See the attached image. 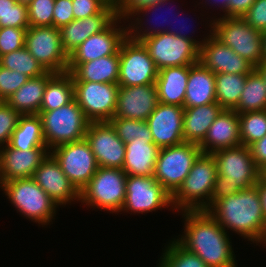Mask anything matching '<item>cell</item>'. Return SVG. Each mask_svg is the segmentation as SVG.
Masks as SVG:
<instances>
[{
  "label": "cell",
  "instance_id": "obj_51",
  "mask_svg": "<svg viewBox=\"0 0 266 267\" xmlns=\"http://www.w3.org/2000/svg\"><path fill=\"white\" fill-rule=\"evenodd\" d=\"M249 148L258 169L263 172L266 169V135L251 144Z\"/></svg>",
  "mask_w": 266,
  "mask_h": 267
},
{
  "label": "cell",
  "instance_id": "obj_48",
  "mask_svg": "<svg viewBox=\"0 0 266 267\" xmlns=\"http://www.w3.org/2000/svg\"><path fill=\"white\" fill-rule=\"evenodd\" d=\"M73 20L72 0H55L53 8V26L60 29Z\"/></svg>",
  "mask_w": 266,
  "mask_h": 267
},
{
  "label": "cell",
  "instance_id": "obj_53",
  "mask_svg": "<svg viewBox=\"0 0 266 267\" xmlns=\"http://www.w3.org/2000/svg\"><path fill=\"white\" fill-rule=\"evenodd\" d=\"M256 186L258 187L263 214L266 218V177L263 174L260 176L259 181L256 184Z\"/></svg>",
  "mask_w": 266,
  "mask_h": 267
},
{
  "label": "cell",
  "instance_id": "obj_31",
  "mask_svg": "<svg viewBox=\"0 0 266 267\" xmlns=\"http://www.w3.org/2000/svg\"><path fill=\"white\" fill-rule=\"evenodd\" d=\"M188 4L189 3H187V8L184 6L183 7L184 10L181 9L180 11L176 12L174 35L189 39V40L193 41L200 48L201 45L204 43V41L212 35L213 20L206 14V12L204 10H202L195 3L193 4V6L190 4L189 7H191V8L188 7ZM192 7H195V8L192 9ZM197 7H198V9H197ZM189 11H190V13H189ZM191 13L193 16H195V18L192 15H190ZM187 14L189 15L188 18H187V16H188ZM197 18H198V20H197ZM189 20H191V21H189ZM188 22H189V24H188ZM191 22H193V23H191ZM202 27L204 28V31L201 30V29H203ZM198 32H199V35H198ZM198 37H200V38H198Z\"/></svg>",
  "mask_w": 266,
  "mask_h": 267
},
{
  "label": "cell",
  "instance_id": "obj_43",
  "mask_svg": "<svg viewBox=\"0 0 266 267\" xmlns=\"http://www.w3.org/2000/svg\"><path fill=\"white\" fill-rule=\"evenodd\" d=\"M30 77L0 65V101H7Z\"/></svg>",
  "mask_w": 266,
  "mask_h": 267
},
{
  "label": "cell",
  "instance_id": "obj_46",
  "mask_svg": "<svg viewBox=\"0 0 266 267\" xmlns=\"http://www.w3.org/2000/svg\"><path fill=\"white\" fill-rule=\"evenodd\" d=\"M242 18L255 30L266 31V0H256Z\"/></svg>",
  "mask_w": 266,
  "mask_h": 267
},
{
  "label": "cell",
  "instance_id": "obj_57",
  "mask_svg": "<svg viewBox=\"0 0 266 267\" xmlns=\"http://www.w3.org/2000/svg\"><path fill=\"white\" fill-rule=\"evenodd\" d=\"M260 246H261V247H260ZM258 247H260V248L262 249V251H264V249H266V230H265V232H264V237H263V239H262V241L260 242V244H259Z\"/></svg>",
  "mask_w": 266,
  "mask_h": 267
},
{
  "label": "cell",
  "instance_id": "obj_9",
  "mask_svg": "<svg viewBox=\"0 0 266 267\" xmlns=\"http://www.w3.org/2000/svg\"><path fill=\"white\" fill-rule=\"evenodd\" d=\"M212 34L255 68L264 60L261 32L242 17L214 19Z\"/></svg>",
  "mask_w": 266,
  "mask_h": 267
},
{
  "label": "cell",
  "instance_id": "obj_6",
  "mask_svg": "<svg viewBox=\"0 0 266 267\" xmlns=\"http://www.w3.org/2000/svg\"><path fill=\"white\" fill-rule=\"evenodd\" d=\"M218 171L211 153H201L179 189L172 195L175 212L210 208Z\"/></svg>",
  "mask_w": 266,
  "mask_h": 267
},
{
  "label": "cell",
  "instance_id": "obj_36",
  "mask_svg": "<svg viewBox=\"0 0 266 267\" xmlns=\"http://www.w3.org/2000/svg\"><path fill=\"white\" fill-rule=\"evenodd\" d=\"M247 75L215 73L217 103L226 110H234L245 88Z\"/></svg>",
  "mask_w": 266,
  "mask_h": 267
},
{
  "label": "cell",
  "instance_id": "obj_34",
  "mask_svg": "<svg viewBox=\"0 0 266 267\" xmlns=\"http://www.w3.org/2000/svg\"><path fill=\"white\" fill-rule=\"evenodd\" d=\"M74 99V84L70 72L55 73L46 83L40 111L58 109Z\"/></svg>",
  "mask_w": 266,
  "mask_h": 267
},
{
  "label": "cell",
  "instance_id": "obj_16",
  "mask_svg": "<svg viewBox=\"0 0 266 267\" xmlns=\"http://www.w3.org/2000/svg\"><path fill=\"white\" fill-rule=\"evenodd\" d=\"M74 99L90 122H109L115 113L119 85L73 82Z\"/></svg>",
  "mask_w": 266,
  "mask_h": 267
},
{
  "label": "cell",
  "instance_id": "obj_22",
  "mask_svg": "<svg viewBox=\"0 0 266 267\" xmlns=\"http://www.w3.org/2000/svg\"><path fill=\"white\" fill-rule=\"evenodd\" d=\"M158 103L156 84L119 87L113 118L146 121Z\"/></svg>",
  "mask_w": 266,
  "mask_h": 267
},
{
  "label": "cell",
  "instance_id": "obj_10",
  "mask_svg": "<svg viewBox=\"0 0 266 267\" xmlns=\"http://www.w3.org/2000/svg\"><path fill=\"white\" fill-rule=\"evenodd\" d=\"M201 153L199 144L192 142L160 148L154 178L173 195L182 185Z\"/></svg>",
  "mask_w": 266,
  "mask_h": 267
},
{
  "label": "cell",
  "instance_id": "obj_35",
  "mask_svg": "<svg viewBox=\"0 0 266 267\" xmlns=\"http://www.w3.org/2000/svg\"><path fill=\"white\" fill-rule=\"evenodd\" d=\"M261 110H266V83L254 69L247 75L245 88L234 111L243 114Z\"/></svg>",
  "mask_w": 266,
  "mask_h": 267
},
{
  "label": "cell",
  "instance_id": "obj_7",
  "mask_svg": "<svg viewBox=\"0 0 266 267\" xmlns=\"http://www.w3.org/2000/svg\"><path fill=\"white\" fill-rule=\"evenodd\" d=\"M44 141L48 150L85 139L90 124L76 100L52 110L40 111Z\"/></svg>",
  "mask_w": 266,
  "mask_h": 267
},
{
  "label": "cell",
  "instance_id": "obj_5",
  "mask_svg": "<svg viewBox=\"0 0 266 267\" xmlns=\"http://www.w3.org/2000/svg\"><path fill=\"white\" fill-rule=\"evenodd\" d=\"M126 178L122 169L99 167L89 183L80 190L79 206L119 215L126 197Z\"/></svg>",
  "mask_w": 266,
  "mask_h": 267
},
{
  "label": "cell",
  "instance_id": "obj_28",
  "mask_svg": "<svg viewBox=\"0 0 266 267\" xmlns=\"http://www.w3.org/2000/svg\"><path fill=\"white\" fill-rule=\"evenodd\" d=\"M125 149L122 170L126 175L154 176L160 148L153 141L135 139L125 143Z\"/></svg>",
  "mask_w": 266,
  "mask_h": 267
},
{
  "label": "cell",
  "instance_id": "obj_33",
  "mask_svg": "<svg viewBox=\"0 0 266 267\" xmlns=\"http://www.w3.org/2000/svg\"><path fill=\"white\" fill-rule=\"evenodd\" d=\"M8 145L18 150L47 148L40 116L21 115Z\"/></svg>",
  "mask_w": 266,
  "mask_h": 267
},
{
  "label": "cell",
  "instance_id": "obj_29",
  "mask_svg": "<svg viewBox=\"0 0 266 267\" xmlns=\"http://www.w3.org/2000/svg\"><path fill=\"white\" fill-rule=\"evenodd\" d=\"M189 66L166 67L158 71L156 88L158 102L184 107Z\"/></svg>",
  "mask_w": 266,
  "mask_h": 267
},
{
  "label": "cell",
  "instance_id": "obj_32",
  "mask_svg": "<svg viewBox=\"0 0 266 267\" xmlns=\"http://www.w3.org/2000/svg\"><path fill=\"white\" fill-rule=\"evenodd\" d=\"M55 73L47 71L45 74L30 78L7 101L20 115H37L45 92L47 81Z\"/></svg>",
  "mask_w": 266,
  "mask_h": 267
},
{
  "label": "cell",
  "instance_id": "obj_8",
  "mask_svg": "<svg viewBox=\"0 0 266 267\" xmlns=\"http://www.w3.org/2000/svg\"><path fill=\"white\" fill-rule=\"evenodd\" d=\"M126 197L120 214L146 216L148 213H158L168 210L177 214L173 209L172 195L154 178V176H133L126 178Z\"/></svg>",
  "mask_w": 266,
  "mask_h": 267
},
{
  "label": "cell",
  "instance_id": "obj_55",
  "mask_svg": "<svg viewBox=\"0 0 266 267\" xmlns=\"http://www.w3.org/2000/svg\"><path fill=\"white\" fill-rule=\"evenodd\" d=\"M262 47H263V57L266 60V31L261 32Z\"/></svg>",
  "mask_w": 266,
  "mask_h": 267
},
{
  "label": "cell",
  "instance_id": "obj_14",
  "mask_svg": "<svg viewBox=\"0 0 266 267\" xmlns=\"http://www.w3.org/2000/svg\"><path fill=\"white\" fill-rule=\"evenodd\" d=\"M119 61L120 87L155 84L158 70L142 42L127 36L119 50Z\"/></svg>",
  "mask_w": 266,
  "mask_h": 267
},
{
  "label": "cell",
  "instance_id": "obj_1",
  "mask_svg": "<svg viewBox=\"0 0 266 267\" xmlns=\"http://www.w3.org/2000/svg\"><path fill=\"white\" fill-rule=\"evenodd\" d=\"M176 213L181 216L183 228L181 233L172 237L186 250L196 254L208 267L242 265H238L239 253L235 254L238 252L233 243L235 239L207 211L184 210Z\"/></svg>",
  "mask_w": 266,
  "mask_h": 267
},
{
  "label": "cell",
  "instance_id": "obj_59",
  "mask_svg": "<svg viewBox=\"0 0 266 267\" xmlns=\"http://www.w3.org/2000/svg\"><path fill=\"white\" fill-rule=\"evenodd\" d=\"M262 174L266 177V169L262 172Z\"/></svg>",
  "mask_w": 266,
  "mask_h": 267
},
{
  "label": "cell",
  "instance_id": "obj_41",
  "mask_svg": "<svg viewBox=\"0 0 266 267\" xmlns=\"http://www.w3.org/2000/svg\"><path fill=\"white\" fill-rule=\"evenodd\" d=\"M28 28V7L16 0H0V28Z\"/></svg>",
  "mask_w": 266,
  "mask_h": 267
},
{
  "label": "cell",
  "instance_id": "obj_13",
  "mask_svg": "<svg viewBox=\"0 0 266 267\" xmlns=\"http://www.w3.org/2000/svg\"><path fill=\"white\" fill-rule=\"evenodd\" d=\"M50 154L79 192L89 183L99 168L86 139L59 145L50 150Z\"/></svg>",
  "mask_w": 266,
  "mask_h": 267
},
{
  "label": "cell",
  "instance_id": "obj_25",
  "mask_svg": "<svg viewBox=\"0 0 266 267\" xmlns=\"http://www.w3.org/2000/svg\"><path fill=\"white\" fill-rule=\"evenodd\" d=\"M239 145H241L239 114L234 110L223 109L209 127L199 147L202 153H213Z\"/></svg>",
  "mask_w": 266,
  "mask_h": 267
},
{
  "label": "cell",
  "instance_id": "obj_58",
  "mask_svg": "<svg viewBox=\"0 0 266 267\" xmlns=\"http://www.w3.org/2000/svg\"><path fill=\"white\" fill-rule=\"evenodd\" d=\"M17 3H20V4H24L26 6H28L32 0H16Z\"/></svg>",
  "mask_w": 266,
  "mask_h": 267
},
{
  "label": "cell",
  "instance_id": "obj_39",
  "mask_svg": "<svg viewBox=\"0 0 266 267\" xmlns=\"http://www.w3.org/2000/svg\"><path fill=\"white\" fill-rule=\"evenodd\" d=\"M241 145L249 147L266 135V110L239 114Z\"/></svg>",
  "mask_w": 266,
  "mask_h": 267
},
{
  "label": "cell",
  "instance_id": "obj_56",
  "mask_svg": "<svg viewBox=\"0 0 266 267\" xmlns=\"http://www.w3.org/2000/svg\"><path fill=\"white\" fill-rule=\"evenodd\" d=\"M106 7L117 6V0H100Z\"/></svg>",
  "mask_w": 266,
  "mask_h": 267
},
{
  "label": "cell",
  "instance_id": "obj_17",
  "mask_svg": "<svg viewBox=\"0 0 266 267\" xmlns=\"http://www.w3.org/2000/svg\"><path fill=\"white\" fill-rule=\"evenodd\" d=\"M127 23L117 17L105 30L91 35L69 56L68 63H85L119 52L127 38Z\"/></svg>",
  "mask_w": 266,
  "mask_h": 267
},
{
  "label": "cell",
  "instance_id": "obj_54",
  "mask_svg": "<svg viewBox=\"0 0 266 267\" xmlns=\"http://www.w3.org/2000/svg\"><path fill=\"white\" fill-rule=\"evenodd\" d=\"M266 83V60H263L256 68Z\"/></svg>",
  "mask_w": 266,
  "mask_h": 267
},
{
  "label": "cell",
  "instance_id": "obj_19",
  "mask_svg": "<svg viewBox=\"0 0 266 267\" xmlns=\"http://www.w3.org/2000/svg\"><path fill=\"white\" fill-rule=\"evenodd\" d=\"M85 139L99 167L122 169L125 143L117 136L109 122H90Z\"/></svg>",
  "mask_w": 266,
  "mask_h": 267
},
{
  "label": "cell",
  "instance_id": "obj_30",
  "mask_svg": "<svg viewBox=\"0 0 266 267\" xmlns=\"http://www.w3.org/2000/svg\"><path fill=\"white\" fill-rule=\"evenodd\" d=\"M222 110L223 108L217 102L192 108H184V141L200 144L206 137L209 127Z\"/></svg>",
  "mask_w": 266,
  "mask_h": 267
},
{
  "label": "cell",
  "instance_id": "obj_12",
  "mask_svg": "<svg viewBox=\"0 0 266 267\" xmlns=\"http://www.w3.org/2000/svg\"><path fill=\"white\" fill-rule=\"evenodd\" d=\"M157 70L174 66H191L199 62L200 48L191 40L164 32L141 41Z\"/></svg>",
  "mask_w": 266,
  "mask_h": 267
},
{
  "label": "cell",
  "instance_id": "obj_26",
  "mask_svg": "<svg viewBox=\"0 0 266 267\" xmlns=\"http://www.w3.org/2000/svg\"><path fill=\"white\" fill-rule=\"evenodd\" d=\"M120 70L119 52L85 63H68L67 72L73 82H98L118 84Z\"/></svg>",
  "mask_w": 266,
  "mask_h": 267
},
{
  "label": "cell",
  "instance_id": "obj_50",
  "mask_svg": "<svg viewBox=\"0 0 266 267\" xmlns=\"http://www.w3.org/2000/svg\"><path fill=\"white\" fill-rule=\"evenodd\" d=\"M230 0H193V2L199 6L206 14L212 19L219 17H226V10ZM215 11V12H214ZM214 12V13H213Z\"/></svg>",
  "mask_w": 266,
  "mask_h": 267
},
{
  "label": "cell",
  "instance_id": "obj_45",
  "mask_svg": "<svg viewBox=\"0 0 266 267\" xmlns=\"http://www.w3.org/2000/svg\"><path fill=\"white\" fill-rule=\"evenodd\" d=\"M28 28H0V57L25 47V35Z\"/></svg>",
  "mask_w": 266,
  "mask_h": 267
},
{
  "label": "cell",
  "instance_id": "obj_15",
  "mask_svg": "<svg viewBox=\"0 0 266 267\" xmlns=\"http://www.w3.org/2000/svg\"><path fill=\"white\" fill-rule=\"evenodd\" d=\"M25 47L46 71L67 72L68 55L62 48L60 30L56 27H28Z\"/></svg>",
  "mask_w": 266,
  "mask_h": 267
},
{
  "label": "cell",
  "instance_id": "obj_52",
  "mask_svg": "<svg viewBox=\"0 0 266 267\" xmlns=\"http://www.w3.org/2000/svg\"><path fill=\"white\" fill-rule=\"evenodd\" d=\"M256 0H230L226 17H242Z\"/></svg>",
  "mask_w": 266,
  "mask_h": 267
},
{
  "label": "cell",
  "instance_id": "obj_27",
  "mask_svg": "<svg viewBox=\"0 0 266 267\" xmlns=\"http://www.w3.org/2000/svg\"><path fill=\"white\" fill-rule=\"evenodd\" d=\"M217 102L215 74L201 62L189 66L184 108Z\"/></svg>",
  "mask_w": 266,
  "mask_h": 267
},
{
  "label": "cell",
  "instance_id": "obj_37",
  "mask_svg": "<svg viewBox=\"0 0 266 267\" xmlns=\"http://www.w3.org/2000/svg\"><path fill=\"white\" fill-rule=\"evenodd\" d=\"M166 240V243H163L164 247L160 249L162 252L158 255L156 267H208L196 254L186 250L172 236Z\"/></svg>",
  "mask_w": 266,
  "mask_h": 267
},
{
  "label": "cell",
  "instance_id": "obj_11",
  "mask_svg": "<svg viewBox=\"0 0 266 267\" xmlns=\"http://www.w3.org/2000/svg\"><path fill=\"white\" fill-rule=\"evenodd\" d=\"M185 1L186 4H184ZM178 2H180L179 5L176 4ZM187 2V0H164L135 11L126 20L128 37L141 42L143 39L164 32L174 35L176 12L183 6H187Z\"/></svg>",
  "mask_w": 266,
  "mask_h": 267
},
{
  "label": "cell",
  "instance_id": "obj_3",
  "mask_svg": "<svg viewBox=\"0 0 266 267\" xmlns=\"http://www.w3.org/2000/svg\"><path fill=\"white\" fill-rule=\"evenodd\" d=\"M218 176L210 198V207L218 200L255 186L262 172L251 155L250 148L239 145L211 153Z\"/></svg>",
  "mask_w": 266,
  "mask_h": 267
},
{
  "label": "cell",
  "instance_id": "obj_49",
  "mask_svg": "<svg viewBox=\"0 0 266 267\" xmlns=\"http://www.w3.org/2000/svg\"><path fill=\"white\" fill-rule=\"evenodd\" d=\"M158 2L161 0H117V17L126 21L135 11Z\"/></svg>",
  "mask_w": 266,
  "mask_h": 267
},
{
  "label": "cell",
  "instance_id": "obj_40",
  "mask_svg": "<svg viewBox=\"0 0 266 267\" xmlns=\"http://www.w3.org/2000/svg\"><path fill=\"white\" fill-rule=\"evenodd\" d=\"M109 123L114 128L117 136L124 143H128L135 139L153 141L151 131L146 121L127 118H112Z\"/></svg>",
  "mask_w": 266,
  "mask_h": 267
},
{
  "label": "cell",
  "instance_id": "obj_44",
  "mask_svg": "<svg viewBox=\"0 0 266 267\" xmlns=\"http://www.w3.org/2000/svg\"><path fill=\"white\" fill-rule=\"evenodd\" d=\"M21 115L5 101H0V148L9 144Z\"/></svg>",
  "mask_w": 266,
  "mask_h": 267
},
{
  "label": "cell",
  "instance_id": "obj_18",
  "mask_svg": "<svg viewBox=\"0 0 266 267\" xmlns=\"http://www.w3.org/2000/svg\"><path fill=\"white\" fill-rule=\"evenodd\" d=\"M32 179L61 209L79 204V191L50 153L36 168Z\"/></svg>",
  "mask_w": 266,
  "mask_h": 267
},
{
  "label": "cell",
  "instance_id": "obj_38",
  "mask_svg": "<svg viewBox=\"0 0 266 267\" xmlns=\"http://www.w3.org/2000/svg\"><path fill=\"white\" fill-rule=\"evenodd\" d=\"M0 65L20 74H25L30 78L41 76L47 72L26 47L2 55Z\"/></svg>",
  "mask_w": 266,
  "mask_h": 267
},
{
  "label": "cell",
  "instance_id": "obj_47",
  "mask_svg": "<svg viewBox=\"0 0 266 267\" xmlns=\"http://www.w3.org/2000/svg\"><path fill=\"white\" fill-rule=\"evenodd\" d=\"M105 7L100 0H72L74 20L96 15Z\"/></svg>",
  "mask_w": 266,
  "mask_h": 267
},
{
  "label": "cell",
  "instance_id": "obj_23",
  "mask_svg": "<svg viewBox=\"0 0 266 267\" xmlns=\"http://www.w3.org/2000/svg\"><path fill=\"white\" fill-rule=\"evenodd\" d=\"M50 153L48 148L18 150L9 145L0 148V185L4 182L32 178L36 168Z\"/></svg>",
  "mask_w": 266,
  "mask_h": 267
},
{
  "label": "cell",
  "instance_id": "obj_4",
  "mask_svg": "<svg viewBox=\"0 0 266 267\" xmlns=\"http://www.w3.org/2000/svg\"><path fill=\"white\" fill-rule=\"evenodd\" d=\"M0 191L18 215L30 224H37L38 228L53 227L52 224L58 219L60 207L32 178L4 182L0 185Z\"/></svg>",
  "mask_w": 266,
  "mask_h": 267
},
{
  "label": "cell",
  "instance_id": "obj_42",
  "mask_svg": "<svg viewBox=\"0 0 266 267\" xmlns=\"http://www.w3.org/2000/svg\"><path fill=\"white\" fill-rule=\"evenodd\" d=\"M55 0H32L28 7L29 26H53Z\"/></svg>",
  "mask_w": 266,
  "mask_h": 267
},
{
  "label": "cell",
  "instance_id": "obj_21",
  "mask_svg": "<svg viewBox=\"0 0 266 267\" xmlns=\"http://www.w3.org/2000/svg\"><path fill=\"white\" fill-rule=\"evenodd\" d=\"M199 62L215 73L250 74L255 67L213 34L200 47Z\"/></svg>",
  "mask_w": 266,
  "mask_h": 267
},
{
  "label": "cell",
  "instance_id": "obj_24",
  "mask_svg": "<svg viewBox=\"0 0 266 267\" xmlns=\"http://www.w3.org/2000/svg\"><path fill=\"white\" fill-rule=\"evenodd\" d=\"M116 18V6H108L96 15L73 20L61 27L59 30L64 52L69 56L87 38L105 30Z\"/></svg>",
  "mask_w": 266,
  "mask_h": 267
},
{
  "label": "cell",
  "instance_id": "obj_20",
  "mask_svg": "<svg viewBox=\"0 0 266 267\" xmlns=\"http://www.w3.org/2000/svg\"><path fill=\"white\" fill-rule=\"evenodd\" d=\"M184 107L158 103L146 120L153 143L159 148L181 144L183 136Z\"/></svg>",
  "mask_w": 266,
  "mask_h": 267
},
{
  "label": "cell",
  "instance_id": "obj_2",
  "mask_svg": "<svg viewBox=\"0 0 266 267\" xmlns=\"http://www.w3.org/2000/svg\"><path fill=\"white\" fill-rule=\"evenodd\" d=\"M207 212L233 238L248 241L245 245L252 244L254 249L264 237L266 218L256 185L216 201Z\"/></svg>",
  "mask_w": 266,
  "mask_h": 267
}]
</instances>
